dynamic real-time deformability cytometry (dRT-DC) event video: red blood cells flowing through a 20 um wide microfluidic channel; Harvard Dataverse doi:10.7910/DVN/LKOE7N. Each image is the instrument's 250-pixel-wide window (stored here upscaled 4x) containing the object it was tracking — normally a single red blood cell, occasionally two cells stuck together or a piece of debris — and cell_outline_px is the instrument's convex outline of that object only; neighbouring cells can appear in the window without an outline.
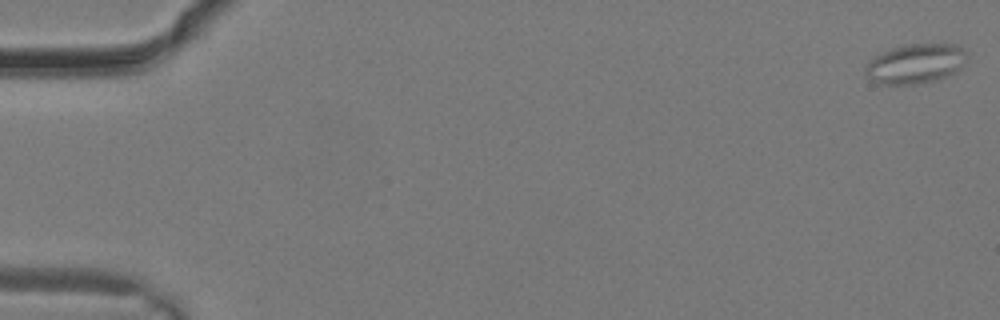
{"species": "common noctule bat (a hibernating species)", "species_latin": "Nyctalus noctula", "temperature_condition": "warm", "stored_images_in_passage": 19, "camera_frame_rate_fps": 3000, "um_per_image_px": 0.085, "animal": {"sex": "male", "body_mass_g": 19.2, "forearm_length_mm": 51.8}, "frame": {"image": 1, "passage_image": 1, "time_ms": 0.0, "image_size_px": [1000, 320], "cell_outline_px": [[968, 56], [964, 64], [956, 72], [932, 80], [912, 84], [884, 84], [872, 80], [864, 72], [864, 68], [868, 60], [880, 52], [892, 48], [908, 44], [956, 44], [968, 52]], "centroid_in_image_um": [77.81, 5.39], "position_along_channel_um": 7.2, "area_um2": 23.41}}
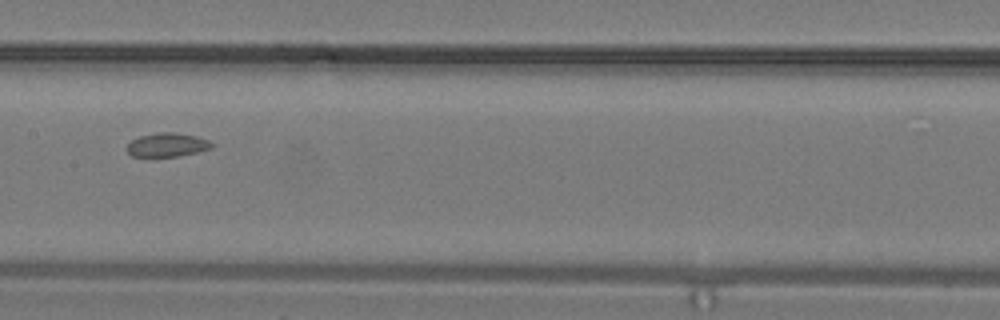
{"frame": {"image": 2, "passage_image": 16, "time_ms": 5.0, "image_size_px": [1000, 320], "cell_outline_px": [[216, 144], [212, 148], [180, 156], [132, 156], [124, 148], [132, 140], [140, 136], [160, 132], [176, 132], [196, 136], [208, 140]], "centroid_in_image_um": [14.23, 12.31], "position_along_channel_um": 193.2, "area_um2": 11.79}}
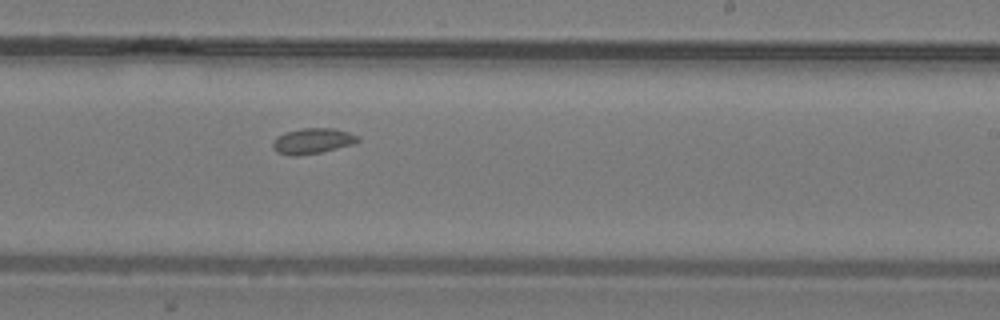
{"frame": {"image": 3, "passage_image": 19, "time_ms": 6.0, "image_size_px": [1000, 320], "cell_outline_px": [[360, 140], [356, 144], [320, 152], [300, 156], [292, 156], [276, 152], [272, 148], [272, 144], [276, 136], [284, 132], [300, 128], [336, 128], [360, 136]], "centroid_in_image_um": [26.57, 11.98], "position_along_channel_um": 262.4, "area_um2": 13.01}}